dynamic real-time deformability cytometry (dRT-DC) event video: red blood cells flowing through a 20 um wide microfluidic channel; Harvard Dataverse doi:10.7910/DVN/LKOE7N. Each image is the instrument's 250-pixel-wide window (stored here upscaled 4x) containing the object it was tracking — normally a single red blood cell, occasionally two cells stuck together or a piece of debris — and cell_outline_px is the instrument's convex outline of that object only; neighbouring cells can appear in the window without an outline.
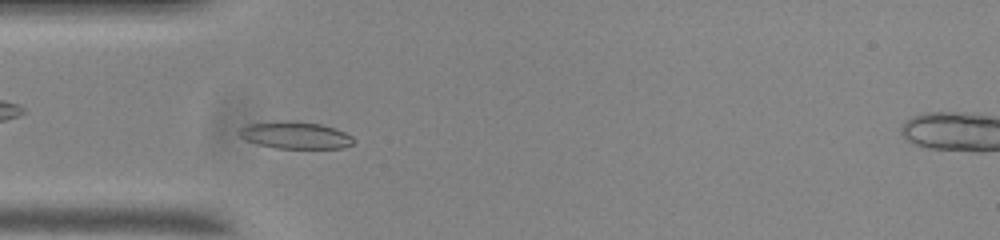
{"species": "common noctule bat (a hibernating species)", "species_latin": "Nyctalus noctula", "temperature_condition": "room temperature", "stored_images_in_passage": 46, "camera_frame_rate_fps": 3000, "um_per_image_px": 0.085, "animal": {"sex": "male", "body_mass_g": 20.0, "forearm_length_mm": 53.3}, "frame": {"image": 1, "passage_image": 6, "time_ms": 1.667, "image_size_px": [1000, 240], "cell_outline_px": [[356, 140], [352, 144], [340, 148], [276, 148], [256, 144], [244, 140], [236, 132], [240, 128], [248, 124], [284, 120], [288, 120], [320, 124], [344, 132], [352, 136]], "centroid_in_image_um": [25.05, 11.49], "position_along_channel_um": 60.0, "area_um2": 18.09}}
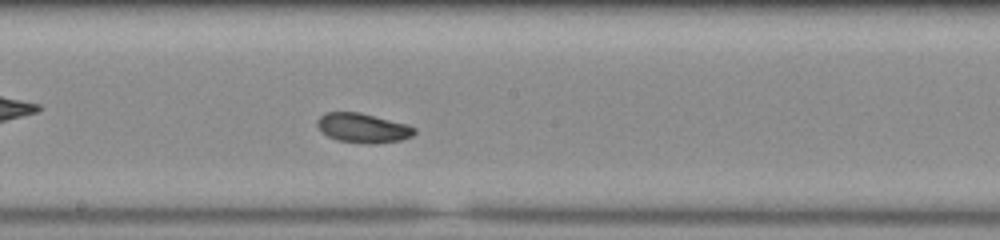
{"frame": {"image": 2, "passage_image": 19, "time_ms": 6.0, "image_size_px": [1000, 240], "cell_outline_px": [[416, 132], [412, 136], [400, 140], [372, 144], [368, 144], [336, 140], [328, 136], [316, 124], [316, 120], [324, 112], [360, 112], [408, 124], [416, 128]], "centroid_in_image_um": [30.86, 10.87], "position_along_channel_um": 217.3, "area_um2": 16.76}}
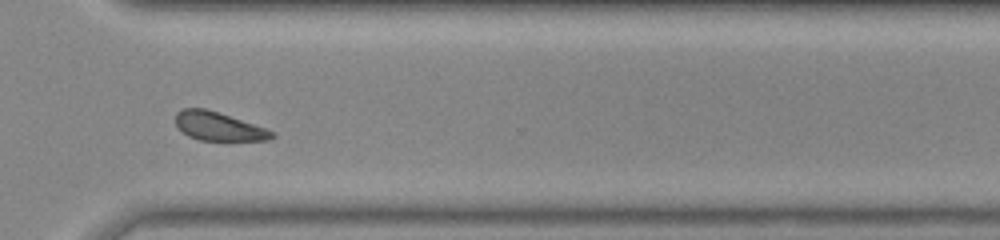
{"frame": {"image": 3, "passage_image": 30, "time_ms": 9.667, "image_size_px": [1000, 240], "cell_outline_px": [[276, 136], [268, 140], [200, 140], [188, 136], [176, 124], [176, 112], [184, 108], [204, 108], [264, 128], [272, 132]], "centroid_in_image_um": [18.54, 10.75], "position_along_channel_um": 352.1, "area_um2": 15.49}}